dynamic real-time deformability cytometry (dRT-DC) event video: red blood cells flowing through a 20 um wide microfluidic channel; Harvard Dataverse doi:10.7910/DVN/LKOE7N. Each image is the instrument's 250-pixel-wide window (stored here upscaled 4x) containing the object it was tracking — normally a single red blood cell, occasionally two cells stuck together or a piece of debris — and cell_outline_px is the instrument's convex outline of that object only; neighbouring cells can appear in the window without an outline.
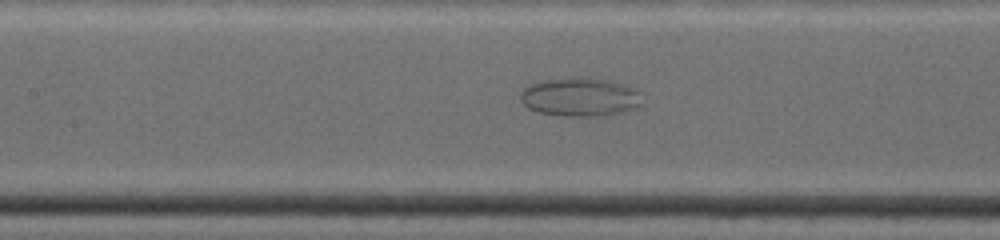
{"species": "common noctule bat (a hibernating species)", "species_latin": "Nyctalus noctula", "temperature_condition": "warm", "stored_images_in_passage": 44, "segment_of_instrument_passage": [1, 2], "camera_frame_rate_fps": 4500, "um_per_image_px": 0.085, "animal": {"sex": "female", "body_mass_g": 19.0, "forearm_length_mm": 53.3}, "frame": {"image": 1, "passage_image": 18, "time_ms": 4.889, "image_size_px": [1000, 240], "cell_outline_px": [[644, 104], [636, 108], [624, 112], [604, 116], [564, 116], [540, 112], [528, 108], [520, 100], [520, 92], [524, 88], [532, 84], [544, 80], [608, 80], [624, 84], [636, 88], [640, 92]], "centroid_in_image_um": [49.38, 8.3], "position_along_channel_um": 158.0, "area_um2": 26.93}}
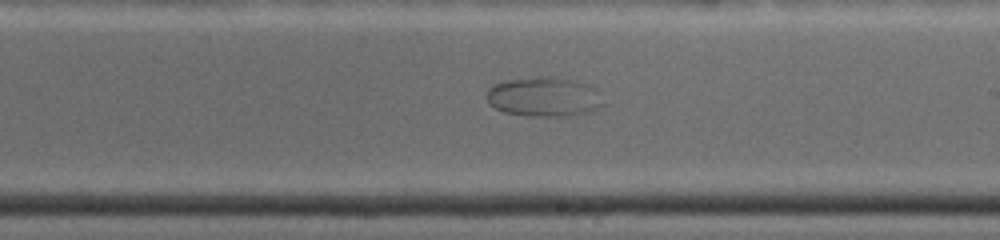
{"frame": {"image": 2, "passage_image": 26, "time_ms": 7.111, "image_size_px": [1000, 240], "cell_outline_px": [[604, 104], [600, 108], [588, 112], [572, 116], [528, 116], [504, 112], [488, 104], [484, 96], [488, 88], [492, 84], [504, 80], [544, 76], [552, 76], [572, 80], [588, 84], [596, 88]], "centroid_in_image_um": [46.21, 8.23], "position_along_channel_um": 242.8, "area_um2": 27.34}}
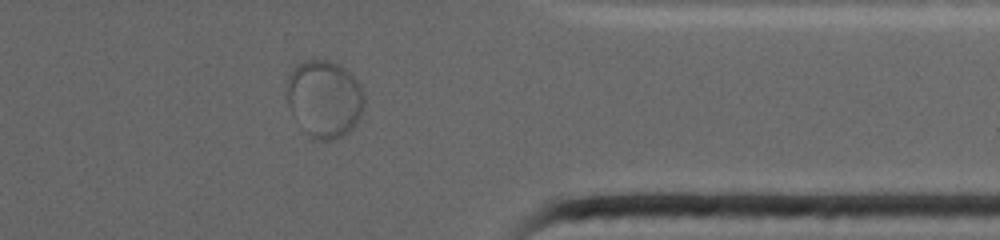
{"frame": {"image": 3, "passage_image": 37, "time_ms": 11.111, "image_size_px": [1000, 240], "cell_outline_px": [[364, 108], [356, 124], [344, 136], [336, 140], [312, 140], [308, 136], [292, 112], [288, 104], [288, 76], [292, 68], [296, 64], [312, 56], [328, 60], [340, 64], [360, 84], [364, 92]], "centroid_in_image_um": [27.58, 8.37], "position_along_channel_um": 383.8, "area_um2": 35.43}}